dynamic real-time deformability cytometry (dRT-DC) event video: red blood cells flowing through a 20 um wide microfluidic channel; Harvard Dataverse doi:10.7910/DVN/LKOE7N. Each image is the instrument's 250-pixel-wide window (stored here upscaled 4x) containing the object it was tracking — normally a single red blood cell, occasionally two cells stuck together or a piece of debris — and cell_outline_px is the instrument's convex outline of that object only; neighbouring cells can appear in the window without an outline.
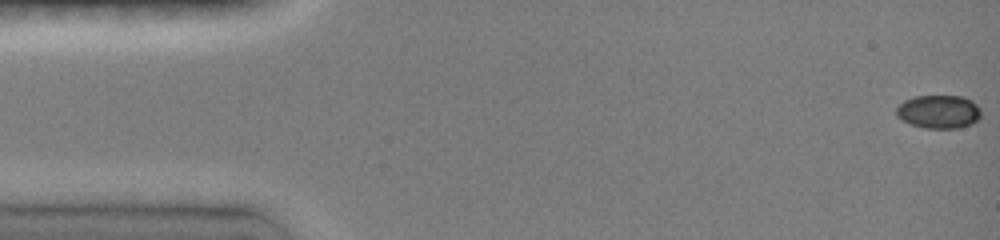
{"species": "common noctule bat (a hibernating species)", "species_latin": "Nyctalus noctula", "temperature_condition": "room temperature", "stored_images_in_passage": 49, "camera_frame_rate_fps": 3000, "um_per_image_px": 0.085, "animal": {"sex": "female", "body_mass_g": 19.0, "forearm_length_mm": 51.5}, "frame": {"image": 1, "passage_image": 1, "time_ms": 0.0, "image_size_px": [1000, 240], "cell_outline_px": [[980, 116], [972, 124], [956, 128], [928, 128], [912, 124], [896, 116], [896, 108], [904, 100], [916, 96], [960, 96], [972, 100], [980, 108]], "centroid_in_image_um": [79.8, 9.48], "position_along_channel_um": 5.2, "area_um2": 16.3}}
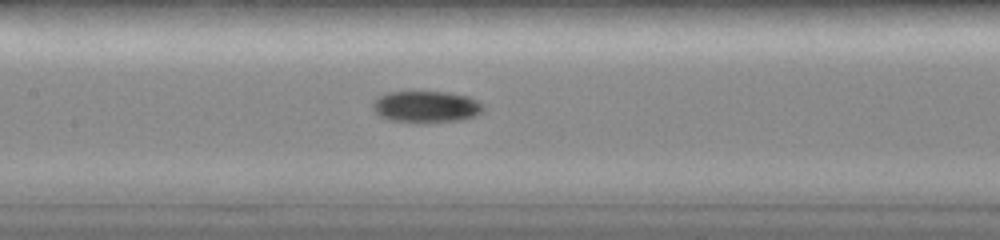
{"frame": {"image": 2, "passage_image": 19, "time_ms": 7.333, "image_size_px": [1000, 240], "cell_outline_px": [[484, 108], [480, 112], [472, 116], [460, 120], [424, 124], [388, 120], [380, 116], [372, 108], [372, 100], [376, 96], [388, 92], [444, 92], [468, 96], [484, 104]], "centroid_in_image_um": [36.16, 9.09], "position_along_channel_um": 171.2, "area_um2": 20.69}}
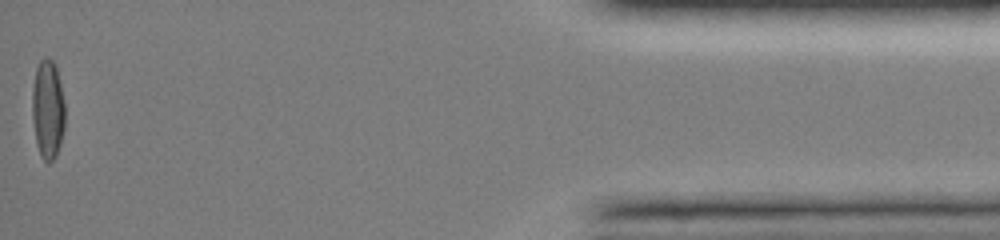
{"frame": {"image": 3, "passage_image": 49, "time_ms": 15.667, "image_size_px": [1000, 240], "cell_outline_px": [[64, 128], [60, 144], [56, 156], [48, 164], [40, 156], [36, 144], [32, 116], [32, 88], [36, 68], [40, 60], [44, 56], [48, 56], [56, 64], [64, 104]], "centroid_in_image_um": [4.05, 9.28], "position_along_channel_um": 431.2, "area_um2": 19.13}, "authors_computed_cell_mechanics": {"area_um2": 18.6694, "velocity_mm_per_s": 4.0661, "shape_relaxation_time_tau1_ms": 6.1551, "shape_relaxation_time_tau2_ms": null, "deformation_change_tau1": 0.1915, "deformation_change_tau2": null}}